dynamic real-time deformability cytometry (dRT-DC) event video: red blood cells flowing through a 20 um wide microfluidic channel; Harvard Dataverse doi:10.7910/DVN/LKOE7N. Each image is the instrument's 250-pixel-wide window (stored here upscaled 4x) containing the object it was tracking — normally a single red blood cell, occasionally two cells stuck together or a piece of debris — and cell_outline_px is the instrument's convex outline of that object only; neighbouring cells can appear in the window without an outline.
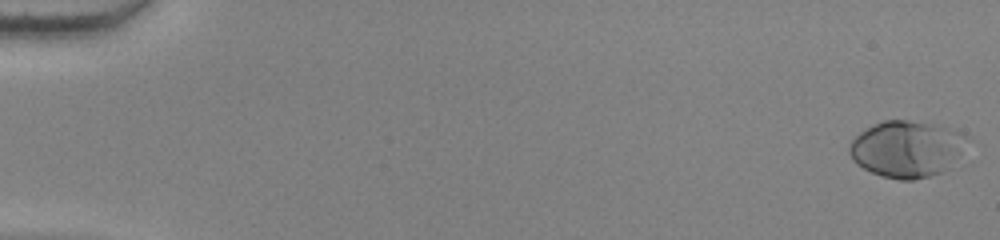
{"species": "human", "species_latin": "Homo sapiens", "temperature_condition": "warm", "stored_images_in_passage": 55, "camera_frame_rate_fps": 3000, "um_per_image_px": 0.085, "donor": {"sex": "female"}, "frame": {"image": 1, "passage_image": 1, "time_ms": 0.0, "image_size_px": [1000, 240], "cell_outline_px": [[972, 140], [948, 168], [940, 172], [928, 176], [912, 180], [900, 180], [880, 176], [856, 164], [852, 160], [848, 152], [848, 144], [860, 132], [884, 120], [908, 120], [948, 128], [964, 132]], "centroid_in_image_um": [77.09, 12.66], "position_along_channel_um": 7.9, "area_um2": 38.84}}
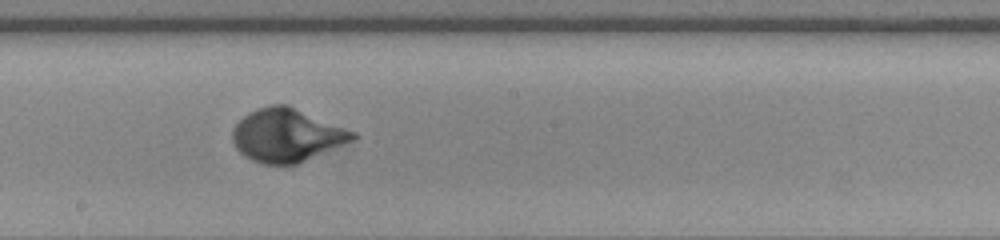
{"frame": {"image": 2, "passage_image": 32, "time_ms": 10.333, "image_size_px": [1000, 240], "cell_outline_px": [[360, 136], [352, 140], [296, 164], [264, 164], [252, 160], [244, 156], [236, 148], [232, 140], [232, 128], [248, 112], [256, 108], [272, 104], [288, 104], [356, 132]], "centroid_in_image_um": [24.35, 11.47], "position_along_channel_um": 223.8, "area_um2": 37.17}}
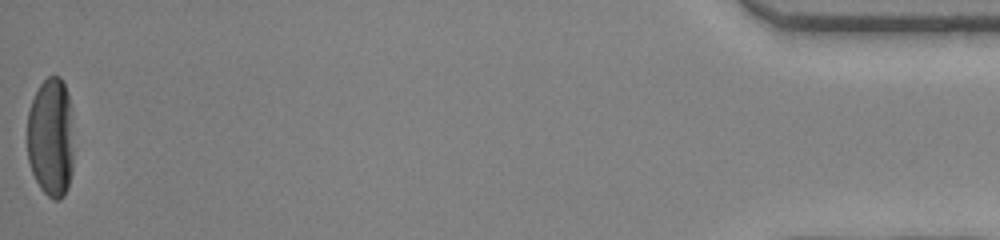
{"frame": {"image": 3, "passage_image": 55, "time_ms": 18.0, "image_size_px": [1000, 240], "cell_outline_px": [[72, 172], [68, 188], [64, 196], [60, 200], [52, 200], [40, 188], [32, 172], [28, 160], [28, 112], [32, 100], [40, 84], [48, 76], [60, 76], [68, 92], [72, 152]], "centroid_in_image_um": [4.31, 11.72], "position_along_channel_um": 430.9, "area_um2": 32.08}, "authors_computed_cell_mechanics": {"area_um2": 35.7782, "velocity_mm_per_s": 3.8423, "shape_relaxation_time_tau1_ms": 2.8487, "shape_relaxation_time_tau2_ms": null, "deformation_change_tau1": 0.2027, "deformation_change_tau2": null}}